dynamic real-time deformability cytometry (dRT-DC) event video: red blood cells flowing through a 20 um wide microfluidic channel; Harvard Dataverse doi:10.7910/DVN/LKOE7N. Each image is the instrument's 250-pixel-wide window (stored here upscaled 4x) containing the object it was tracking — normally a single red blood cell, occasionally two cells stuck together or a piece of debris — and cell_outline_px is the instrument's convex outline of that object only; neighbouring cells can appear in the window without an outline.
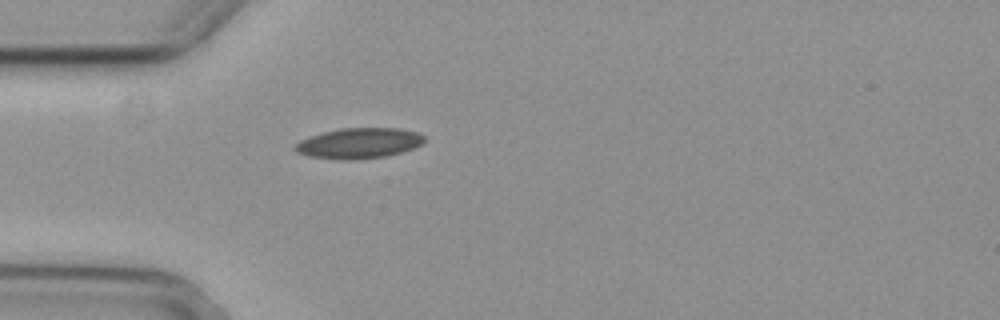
{"species": "common noctule bat (a hibernating species)", "species_latin": "Nyctalus noctula", "temperature_condition": "cold", "stored_images_in_passage": 1, "camera_frame_rate_fps": 3000, "um_per_image_px": 0.085, "animal": {"sex": "female", "body_mass_g": 29.2, "forearm_length_mm": 56.3}, "frame": {"image": 1, "passage_image": 1, "time_ms": 0.0, "image_size_px": [1000, 320], "cell_outline_px": [[424, 144], [400, 152], [384, 156], [348, 160], [340, 160], [308, 156], [296, 152], [292, 148], [300, 140], [308, 136], [340, 128], [400, 128], [416, 132], [424, 136]], "centroid_in_image_um": [30.47, 12.17], "position_along_channel_um": 54.5, "area_um2": 22.95}}